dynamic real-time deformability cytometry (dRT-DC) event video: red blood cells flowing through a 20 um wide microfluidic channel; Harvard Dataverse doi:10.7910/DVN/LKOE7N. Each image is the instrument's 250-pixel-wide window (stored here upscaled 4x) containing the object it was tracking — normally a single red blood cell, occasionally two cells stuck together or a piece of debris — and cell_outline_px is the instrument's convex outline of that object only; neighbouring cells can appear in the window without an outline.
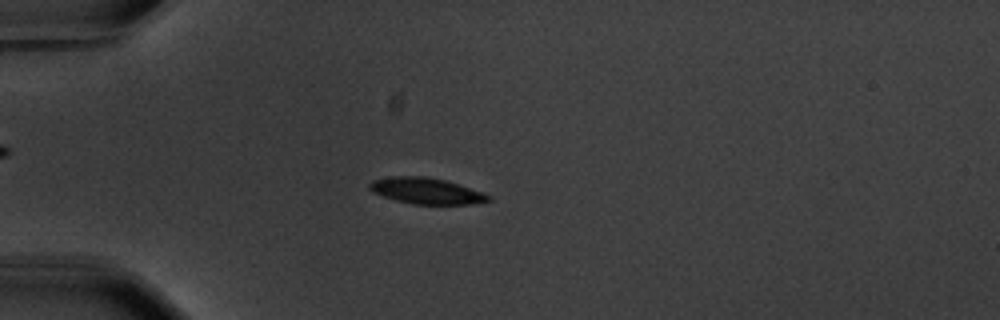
{"species": "common noctule bat (a hibernating species)", "species_latin": "Nyctalus noctula", "temperature_condition": "warm", "stored_images_in_passage": 58, "camera_frame_rate_fps": 3000, "um_per_image_px": 0.085, "animal": {"sex": "male", "body_mass_g": 20.1, "forearm_length_mm": 53.5}, "frame": {"image": 1, "passage_image": 17, "time_ms": 5.333, "image_size_px": [1000, 320], "cell_outline_px": [[492, 200], [472, 204], [412, 204], [396, 200], [372, 192], [368, 188], [368, 184], [372, 180], [392, 176], [424, 176], [444, 180], [492, 196]], "centroid_in_image_um": [36.19, 16.23], "position_along_channel_um": 48.8, "area_um2": 17.86}}
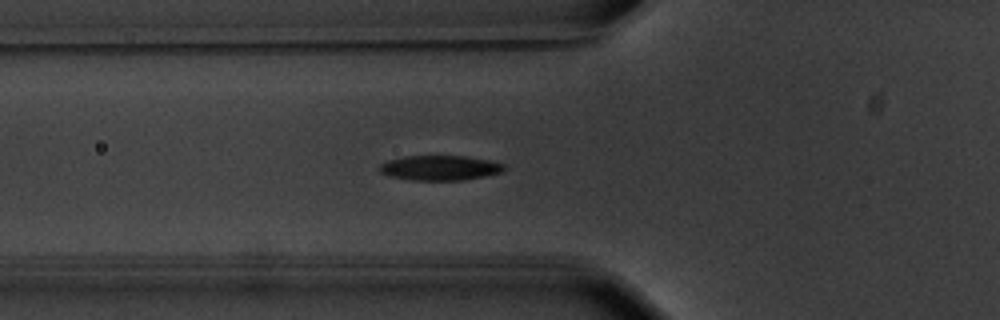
{"frame": {"image": 2, "passage_image": 22, "time_ms": 7.0, "image_size_px": [1000, 320], "cell_outline_px": [[504, 172], [464, 180], [412, 180], [388, 176], [380, 172], [380, 164], [388, 160], [408, 156], [464, 156], [488, 160], [504, 164]], "centroid_in_image_um": [37.39, 14.27], "position_along_channel_um": 88.4, "area_um2": 17.98}}
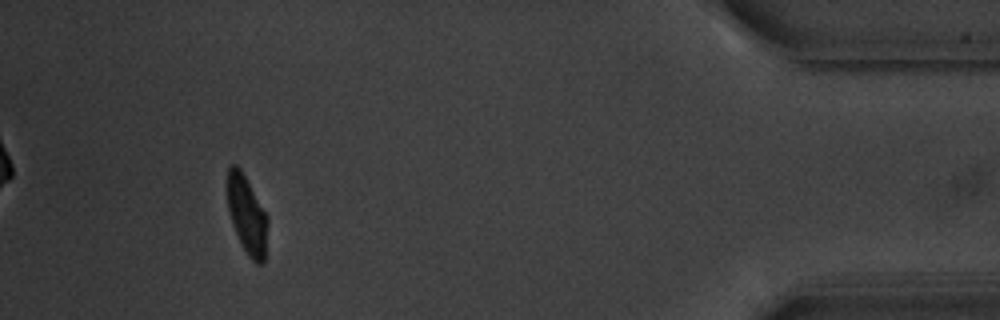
{"frame": {"image": 3, "passage_image": 54, "time_ms": 17.667, "image_size_px": [1000, 320], "cell_outline_px": [[268, 220], [264, 264], [256, 264], [248, 256], [240, 244], [232, 224], [228, 208], [224, 184], [228, 168], [232, 164], [236, 164], [240, 168], [268, 216]], "centroid_in_image_um": [20.95, 18.24], "position_along_channel_um": 414.3, "area_um2": 18.9}, "authors_computed_cell_mechanics": {"area_um2": 18.3804, "velocity_mm_per_s": 3.5705, "shape_relaxation_time_tau1_ms": 2.001, "shape_relaxation_time_tau2_ms": 1.1333, "deformation_change_tau1": 0.1502, "deformation_change_tau2": 0.0557}}